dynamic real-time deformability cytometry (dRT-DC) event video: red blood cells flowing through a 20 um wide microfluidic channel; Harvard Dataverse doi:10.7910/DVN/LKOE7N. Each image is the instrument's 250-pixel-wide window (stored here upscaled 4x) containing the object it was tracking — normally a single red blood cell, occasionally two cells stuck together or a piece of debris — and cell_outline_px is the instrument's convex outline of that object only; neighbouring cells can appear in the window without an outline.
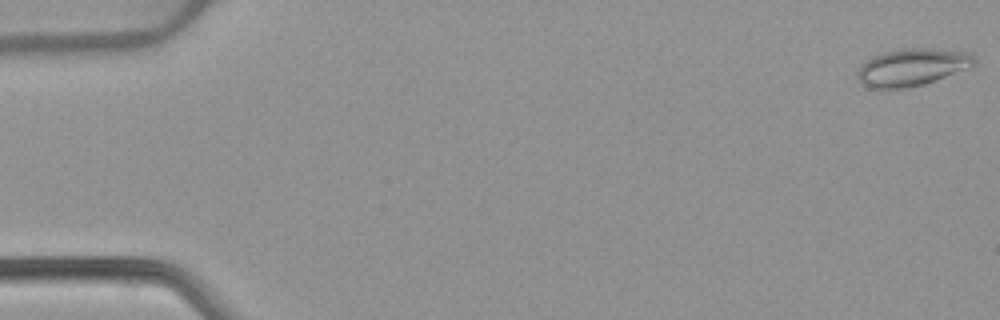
{"species": "common noctule bat (a hibernating species)", "species_latin": "Nyctalus noctula", "temperature_condition": "warm", "stored_images_in_passage": 53, "camera_frame_rate_fps": 3000, "um_per_image_px": 0.085, "animal": {"sex": "female", "body_mass_g": 22.7, "forearm_length_mm": 54.2}, "frame": {"image": 1, "passage_image": 1, "time_ms": 0.0, "image_size_px": [1000, 320], "cell_outline_px": [[976, 64], [968, 68], [936, 80], [924, 84], [904, 88], [880, 92], [868, 88], [860, 84], [856, 76], [856, 72], [860, 64], [872, 56], [884, 52], [904, 48], [932, 48], [968, 52], [976, 60]], "centroid_in_image_um": [77.43, 5.75], "position_along_channel_um": 7.6, "area_um2": 26.13}}
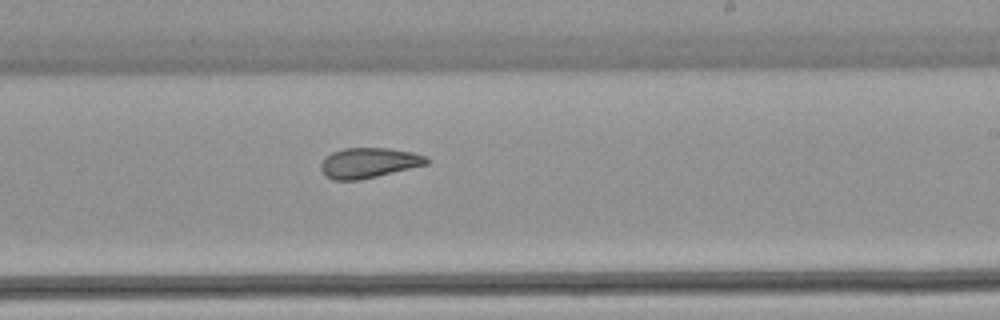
{"frame": {"image": 2, "passage_image": 32, "time_ms": 10.333, "image_size_px": [1000, 320], "cell_outline_px": [[428, 164], [360, 180], [332, 180], [324, 176], [320, 168], [320, 164], [324, 156], [332, 152], [344, 148], [388, 148], [412, 152], [428, 156]], "centroid_in_image_um": [31.3, 13.84], "position_along_channel_um": 257.7, "area_um2": 18.79}}
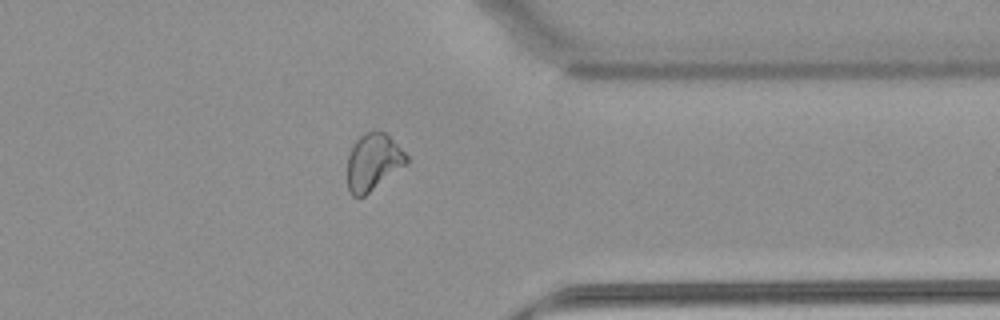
{"frame": {"image": 3, "passage_image": 42, "time_ms": 13.667, "image_size_px": [1000, 320], "cell_outline_px": [[408, 164], [364, 196], [352, 196], [348, 188], [348, 152], [352, 144], [364, 132], [384, 132], [408, 156]], "centroid_in_image_um": [31.71, 13.78], "position_along_channel_um": 379.7, "area_um2": 19.48}, "authors_computed_cell_mechanics": {"area_um2": 21.2704, "velocity_mm_per_s": 3.8987, "shape_relaxation_time_tau1_ms": null, "shape_relaxation_time_tau2_ms": 2.738, "deformation_change_tau1": null, "deformation_change_tau2": 0.0898}}